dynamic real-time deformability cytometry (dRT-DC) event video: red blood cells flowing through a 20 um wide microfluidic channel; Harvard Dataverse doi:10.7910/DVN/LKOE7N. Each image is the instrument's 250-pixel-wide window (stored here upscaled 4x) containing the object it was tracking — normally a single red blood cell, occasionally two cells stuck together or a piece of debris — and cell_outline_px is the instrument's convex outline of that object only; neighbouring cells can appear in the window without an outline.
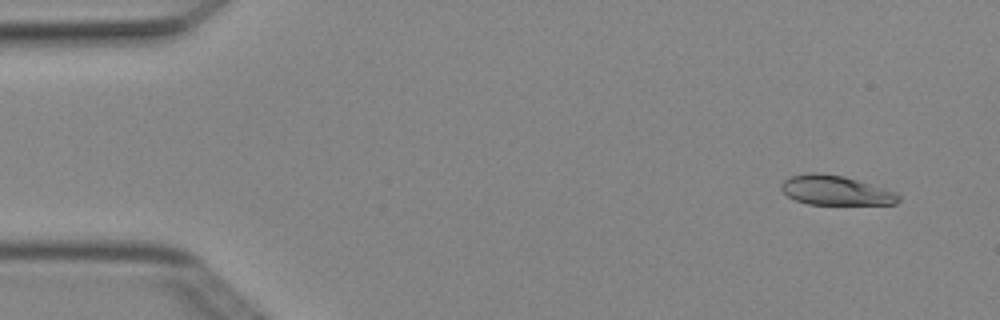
{"species": "Egyptian fruit bat (a non-hibernating species)", "species_latin": "Rousettus aegyptiacus", "temperature_condition": "cold", "stored_images_in_passage": 3, "camera_frame_rate_fps": 3000, "um_per_image_px": 0.085, "animal": {"sex": "female"}, "frame": {"image": 1, "passage_image": 1, "time_ms": 0.0, "image_size_px": [1000, 320], "cell_outline_px": [[900, 200], [896, 204], [808, 204], [796, 200], [788, 196], [780, 188], [780, 184], [784, 180], [792, 176], [808, 172], [820, 172], [844, 176], [896, 192], [900, 196]], "centroid_in_image_um": [71.01, 16.17], "position_along_channel_um": 14.0, "area_um2": 20.11}}
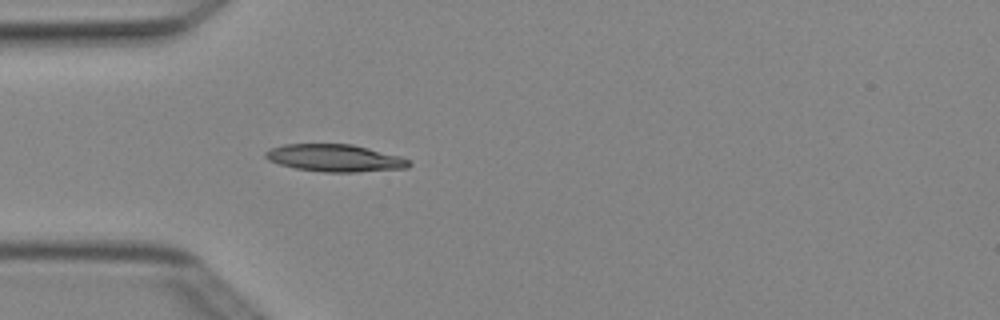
{"frame": {"image": 2, "passage_image": 3, "time_ms": 0.667, "image_size_px": [1000, 320], "cell_outline_px": [[412, 164], [408, 168], [356, 172], [324, 172], [296, 168], [280, 164], [268, 160], [264, 156], [264, 152], [272, 148], [284, 144], [352, 144], [400, 156], [408, 160]], "centroid_in_image_um": [28.47, 13.43], "position_along_channel_um": 56.5, "area_um2": 22.72}}